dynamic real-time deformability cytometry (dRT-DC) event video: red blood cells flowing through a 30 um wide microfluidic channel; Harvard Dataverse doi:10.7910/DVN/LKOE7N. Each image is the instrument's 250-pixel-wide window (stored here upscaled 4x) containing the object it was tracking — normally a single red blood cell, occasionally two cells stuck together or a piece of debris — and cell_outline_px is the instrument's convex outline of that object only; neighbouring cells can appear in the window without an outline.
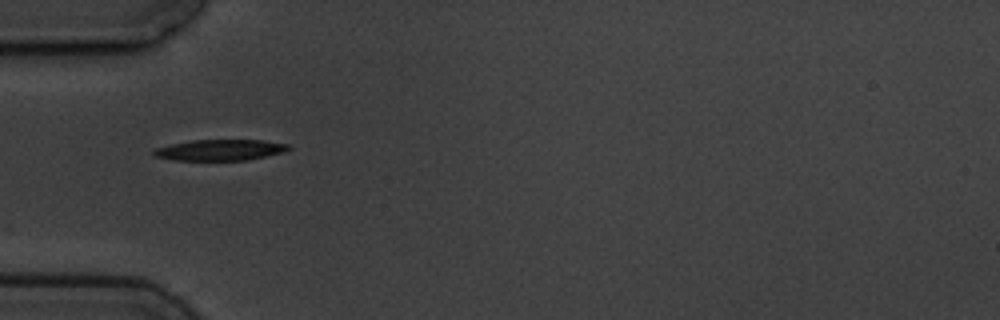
{"species": "common noctule bat (a hibernating species)", "species_latin": "Nyctalus noctula", "temperature_condition": "cold", "stored_images_in_passage": 4, "camera_frame_rate_fps": 3000, "um_per_image_px": 0.085, "animal": {"sex": "male", "body_mass_g": 19.5, "forearm_length_mm": 54.6}, "frame": {"image": 1, "passage_image": 1, "time_ms": 0.0, "image_size_px": [1000, 320], "cell_outline_px": [[292, 148], [284, 152], [244, 160], [172, 160], [152, 156], [152, 152], [156, 148], [172, 144], [192, 140], [260, 140], [288, 144]], "centroid_in_image_um": [18.67, 12.75], "position_along_channel_um": 66.3, "area_um2": 16.36}}
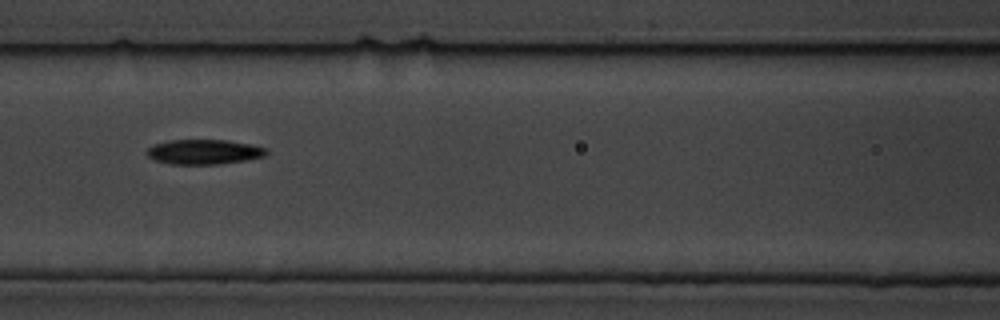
{"frame": {"image": 2, "passage_image": 3, "time_ms": 2.333, "image_size_px": [1000, 320], "cell_outline_px": [[268, 152], [264, 156], [244, 160], [220, 164], [172, 164], [156, 160], [148, 156], [148, 148], [152, 144], [172, 140], [228, 140], [252, 144], [268, 148]], "centroid_in_image_um": [17.37, 12.9], "position_along_channel_um": 149.2, "area_um2": 17.22}}
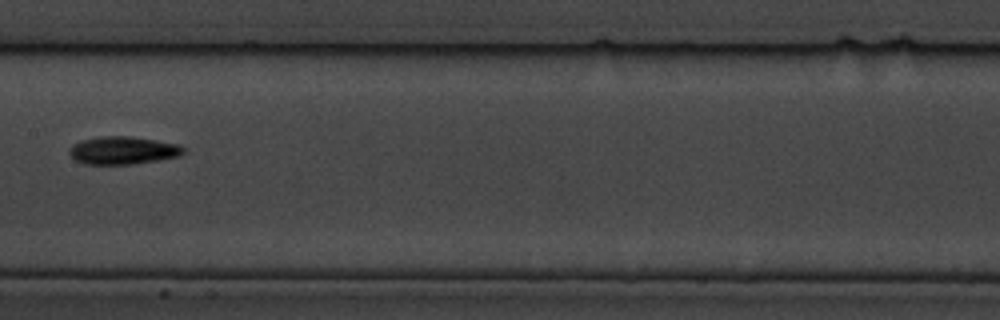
{"frame": {"image": 3, "passage_image": 4, "time_ms": 3.667, "image_size_px": [1000, 320], "cell_outline_px": [[184, 152], [180, 156], [132, 164], [84, 164], [76, 160], [68, 152], [72, 144], [80, 140], [100, 136], [128, 136], [180, 144], [184, 148]], "centroid_in_image_um": [10.43, 12.78], "position_along_channel_um": 197.0, "area_um2": 18.44}}